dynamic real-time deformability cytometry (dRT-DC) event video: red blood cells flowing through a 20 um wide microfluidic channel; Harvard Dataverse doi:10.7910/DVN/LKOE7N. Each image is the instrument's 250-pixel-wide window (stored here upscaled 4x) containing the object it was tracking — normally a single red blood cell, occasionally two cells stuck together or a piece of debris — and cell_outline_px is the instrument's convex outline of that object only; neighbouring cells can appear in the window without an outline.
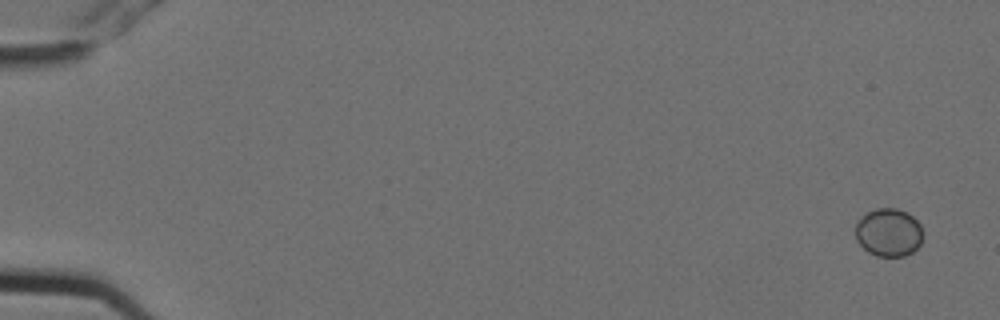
{"species": "Egyptian fruit bat (a non-hibernating species)", "species_latin": "Rousettus aegyptiacus", "temperature_condition": "cold", "stored_images_in_passage": 8, "camera_frame_rate_fps": 3000, "um_per_image_px": 0.085, "animal": {"sex": "female"}, "frame": {"image": 1, "passage_image": 1, "time_ms": 0.0, "image_size_px": [1000, 320], "cell_outline_px": [[924, 236], [920, 244], [912, 252], [904, 256], [876, 256], [868, 252], [856, 240], [856, 220], [868, 212], [876, 208], [896, 208], [912, 216], [920, 224]], "centroid_in_image_um": [75.53, 19.76], "position_along_channel_um": 9.5, "area_um2": 18.96}}
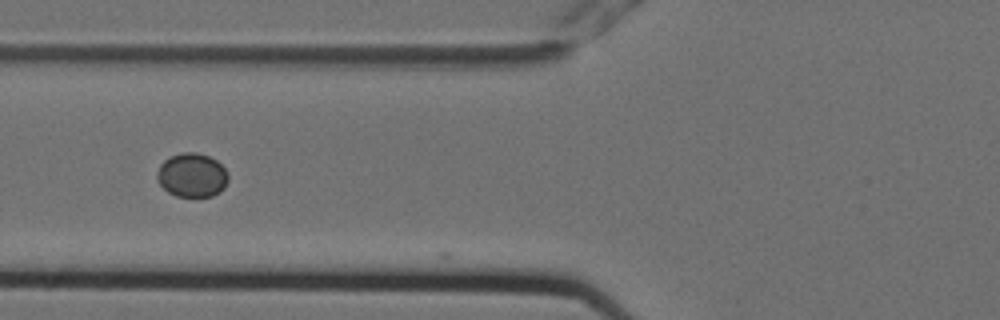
{"frame": {"image": 2, "passage_image": 6, "time_ms": 1.667, "image_size_px": [1000, 320], "cell_outline_px": [[228, 180], [224, 188], [220, 192], [212, 196], [176, 196], [168, 192], [156, 180], [156, 172], [160, 164], [164, 160], [172, 156], [184, 152], [196, 152], [208, 156], [216, 160], [228, 172]], "centroid_in_image_um": [16.31, 14.89], "position_along_channel_um": 109.5, "area_um2": 18.26}}
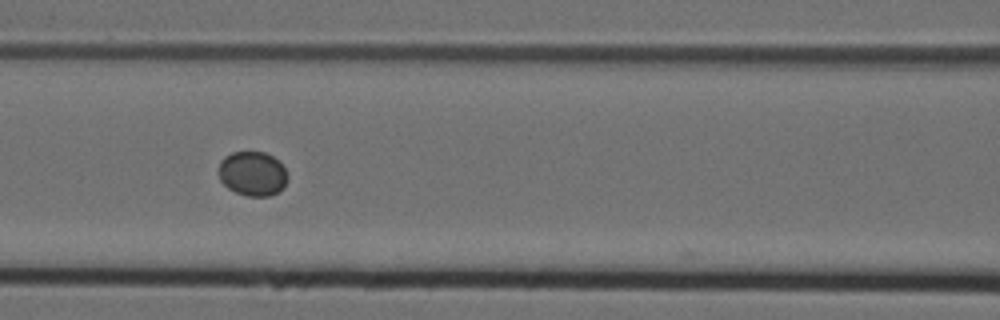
{"frame": {"image": 3, "passage_image": 7, "time_ms": 2.0, "image_size_px": [1000, 320], "cell_outline_px": [[288, 180], [284, 188], [268, 196], [248, 196], [236, 192], [228, 188], [220, 180], [220, 160], [224, 156], [232, 152], [264, 152], [272, 156], [284, 168], [288, 176]], "centroid_in_image_um": [21.47, 14.76], "position_along_channel_um": 145.1, "area_um2": 17.74}}